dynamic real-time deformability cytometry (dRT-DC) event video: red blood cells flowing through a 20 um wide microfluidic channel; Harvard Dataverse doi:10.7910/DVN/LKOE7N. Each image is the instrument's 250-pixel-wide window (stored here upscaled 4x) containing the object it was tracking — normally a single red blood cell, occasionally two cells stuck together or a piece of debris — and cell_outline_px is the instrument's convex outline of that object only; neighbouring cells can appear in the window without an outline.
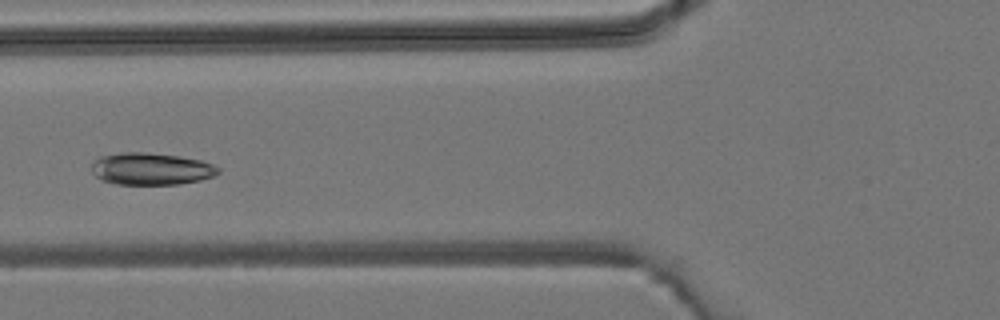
{"species": "common noctule bat (a hibernating species)", "species_latin": "Nyctalus noctula", "temperature_condition": "room temperature", "stored_images_in_passage": 5, "camera_frame_rate_fps": 3000, "um_per_image_px": 0.085, "animal": {"sex": "male", "body_mass_g": 19.2, "forearm_length_mm": 51.8}, "frame": {"image": 1, "passage_image": 4, "time_ms": 3.667, "image_size_px": [1000, 320], "cell_outline_px": [[220, 172], [212, 176], [200, 180], [180, 184], [116, 184], [104, 180], [96, 176], [92, 172], [92, 160], [100, 156], [120, 152], [144, 152], [180, 156], [200, 160], [212, 164], [220, 168]], "centroid_in_image_um": [12.83, 14.34], "position_along_channel_um": 113.0, "area_um2": 23.7}}
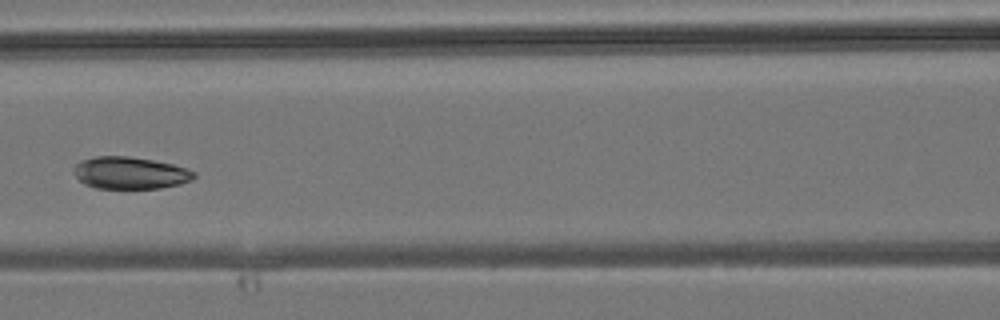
{"frame": {"image": 2, "passage_image": 5, "time_ms": 4.667, "image_size_px": [1000, 320], "cell_outline_px": [[196, 176], [192, 180], [180, 184], [160, 188], [96, 188], [84, 184], [76, 176], [72, 168], [80, 160], [96, 156], [128, 156], [152, 160], [172, 164], [196, 172]], "centroid_in_image_um": [11.04, 14.69], "position_along_channel_um": 155.6, "area_um2": 22.48}}